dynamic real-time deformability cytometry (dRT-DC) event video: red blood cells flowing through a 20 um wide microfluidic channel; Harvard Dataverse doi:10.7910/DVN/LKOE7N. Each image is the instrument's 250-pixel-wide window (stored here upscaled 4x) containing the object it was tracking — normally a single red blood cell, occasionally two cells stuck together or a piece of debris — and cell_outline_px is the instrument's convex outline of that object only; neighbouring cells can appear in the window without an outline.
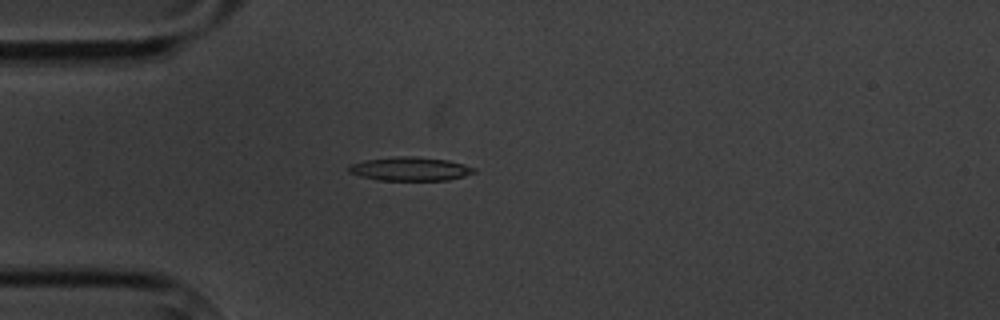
{"species": "common noctule bat (a hibernating species)", "species_latin": "Nyctalus noctula", "temperature_condition": "cold", "stored_images_in_passage": 5, "camera_frame_rate_fps": 3000, "um_per_image_px": 0.085, "animal": {"sex": "male", "body_mass_g": 20.1, "forearm_length_mm": 53.5}, "frame": {"image": 1, "passage_image": 4, "time_ms": 3.667, "image_size_px": [1000, 320], "cell_outline_px": [[476, 172], [464, 176], [448, 180], [376, 180], [360, 176], [348, 172], [348, 164], [364, 160], [400, 156], [416, 156], [448, 160], [464, 164], [476, 168]], "centroid_in_image_um": [34.85, 14.35], "position_along_channel_um": 50.2, "area_um2": 17.46}}